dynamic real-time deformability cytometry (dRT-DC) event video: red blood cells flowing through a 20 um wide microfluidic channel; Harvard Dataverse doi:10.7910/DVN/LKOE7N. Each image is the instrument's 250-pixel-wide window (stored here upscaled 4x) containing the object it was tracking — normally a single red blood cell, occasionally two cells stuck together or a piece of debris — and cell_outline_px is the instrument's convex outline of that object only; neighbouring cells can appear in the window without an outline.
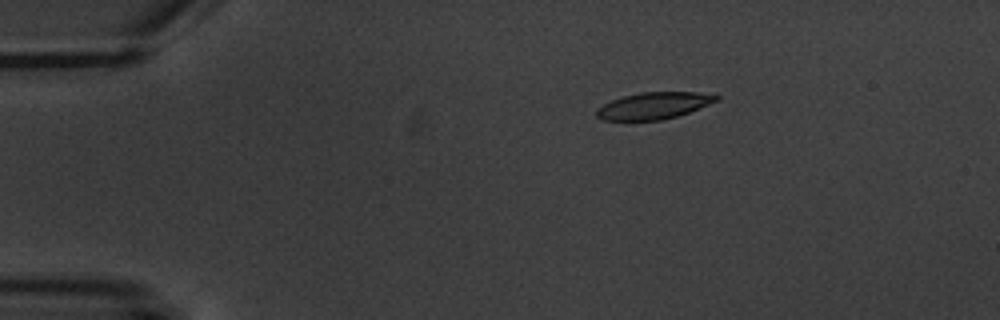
{"species": "common noctule bat (a hibernating species)", "species_latin": "Nyctalus noctula", "temperature_condition": "warm", "stored_images_in_passage": 3, "camera_frame_rate_fps": 3000, "um_per_image_px": 0.085, "animal": {"sex": "male", "body_mass_g": 20.1, "forearm_length_mm": 53.5}, "frame": {"image": 1, "passage_image": 1, "time_ms": 0.0, "image_size_px": [1000, 320], "cell_outline_px": [[720, 100], [688, 112], [676, 116], [660, 120], [604, 120], [596, 116], [596, 108], [612, 100], [624, 96], [640, 92], [700, 92], [720, 96]], "centroid_in_image_um": [55.58, 8.97], "position_along_channel_um": 29.4, "area_um2": 18.55}}